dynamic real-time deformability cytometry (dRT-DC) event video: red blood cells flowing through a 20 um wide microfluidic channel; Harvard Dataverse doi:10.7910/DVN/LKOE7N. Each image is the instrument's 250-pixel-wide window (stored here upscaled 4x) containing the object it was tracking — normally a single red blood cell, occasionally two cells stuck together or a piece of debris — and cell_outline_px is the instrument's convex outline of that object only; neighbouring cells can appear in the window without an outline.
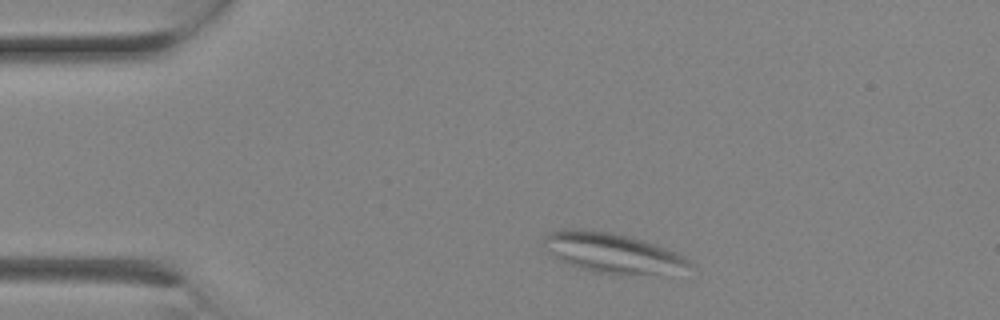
{"species": "Egyptian fruit bat (a non-hibernating species)", "species_latin": "Rousettus aegyptiacus", "temperature_condition": "room temperature", "stored_images_in_passage": 2, "camera_frame_rate_fps": 3000, "um_per_image_px": 0.085, "animal": {"sex": "female"}, "frame": {"image": 1, "passage_image": 1, "time_ms": 0.0, "image_size_px": [1000, 320], "cell_outline_px": [[696, 264], [656, 272], [620, 276], [616, 276], [592, 272], [580, 268], [560, 260], [552, 256], [544, 248], [544, 236], [548, 232], [560, 228], [580, 228], [612, 232], [628, 236], [676, 252], [684, 256]], "centroid_in_image_um": [51.88, 21.46], "position_along_channel_um": 33.1, "area_um2": 33.52}}